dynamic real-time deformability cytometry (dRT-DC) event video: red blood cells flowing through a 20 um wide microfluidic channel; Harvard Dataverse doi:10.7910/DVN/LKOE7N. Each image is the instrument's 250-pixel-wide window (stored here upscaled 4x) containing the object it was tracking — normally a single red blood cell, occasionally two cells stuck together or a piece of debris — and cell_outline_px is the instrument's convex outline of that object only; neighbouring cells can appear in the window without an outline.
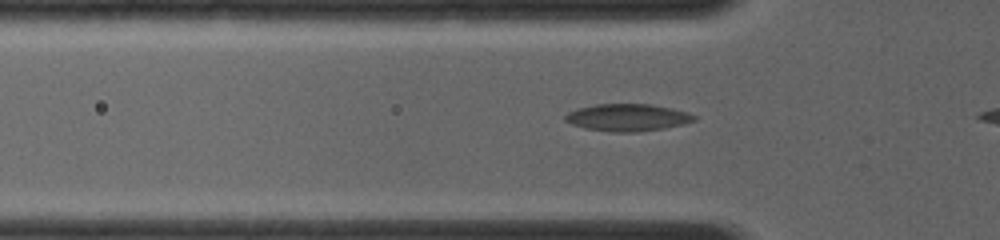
{"species": "common noctule bat (a hibernating species)", "species_latin": "Nyctalus noctula", "temperature_condition": "room temperature", "stored_images_in_passage": 35, "camera_frame_rate_fps": 4000, "um_per_image_px": 0.085, "animal": {"sex": "female", "body_mass_g": 19.0, "forearm_length_mm": 56.7}, "frame": {"image": 1, "passage_image": 7, "time_ms": 1.5, "image_size_px": [1000, 240], "cell_outline_px": [[696, 120], [684, 124], [664, 128], [640, 132], [612, 132], [584, 128], [572, 124], [564, 120], [564, 116], [568, 112], [580, 108], [596, 104], [648, 104], [672, 108], [688, 112], [696, 116]], "centroid_in_image_um": [53.35, 9.99], "position_along_channel_um": 72.4, "area_um2": 20.46}}
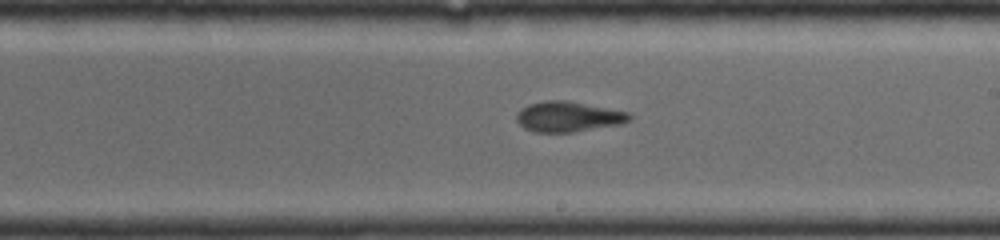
{"frame": {"image": 2, "passage_image": 21, "time_ms": 5.25, "image_size_px": [1000, 240], "cell_outline_px": [[632, 116], [628, 120], [620, 124], [576, 132], [532, 132], [524, 128], [516, 120], [516, 116], [528, 104], [548, 100], [564, 100], [628, 112]], "centroid_in_image_um": [48.29, 9.93], "position_along_channel_um": 240.7, "area_um2": 19.65}}
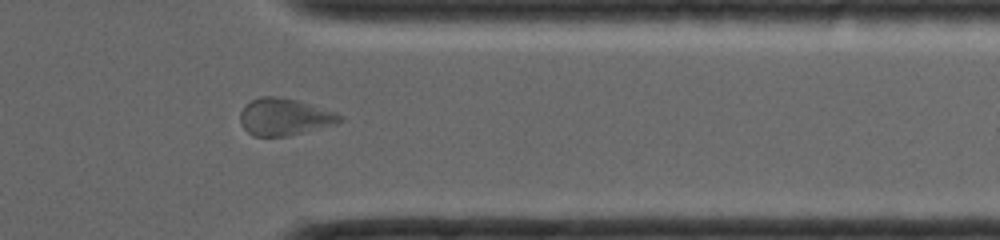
{"frame": {"image": 3, "passage_image": 33, "time_ms": 8.5, "image_size_px": [1000, 240], "cell_outline_px": [[344, 120], [336, 124], [288, 136], [252, 136], [244, 128], [240, 120], [240, 112], [244, 104], [260, 96], [276, 96], [296, 100], [336, 112], [344, 116]], "centroid_in_image_um": [24.18, 9.93], "position_along_channel_um": 387.2, "area_um2": 21.56}}